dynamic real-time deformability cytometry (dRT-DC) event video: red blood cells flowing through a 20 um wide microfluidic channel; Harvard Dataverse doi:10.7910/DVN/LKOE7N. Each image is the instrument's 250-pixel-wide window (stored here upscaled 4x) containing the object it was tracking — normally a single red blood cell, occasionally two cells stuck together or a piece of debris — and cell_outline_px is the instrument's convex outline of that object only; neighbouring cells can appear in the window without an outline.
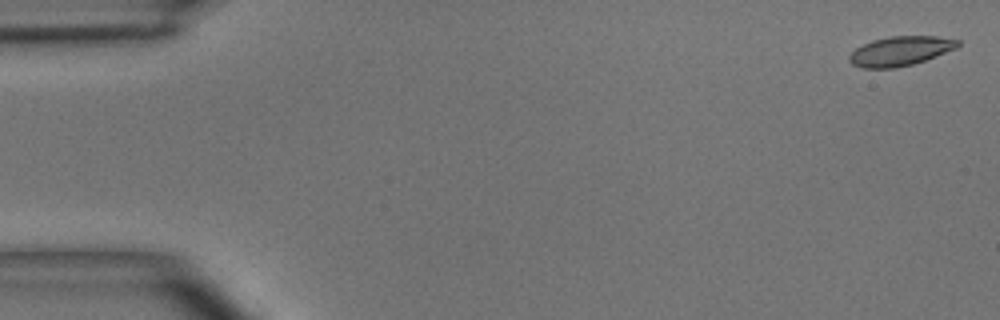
{"species": "common noctule bat (a hibernating species)", "species_latin": "Nyctalus noctula", "temperature_condition": "room temperature", "stored_images_in_passage": 7, "camera_frame_rate_fps": 3000, "um_per_image_px": 0.085, "animal": {"sex": "male", "body_mass_g": 15.6}, "frame": {"image": 1, "passage_image": 1, "time_ms": 0.0, "image_size_px": [1000, 320], "cell_outline_px": [[960, 44], [956, 48], [924, 60], [912, 64], [896, 68], [860, 68], [852, 64], [848, 60], [848, 56], [856, 48], [872, 40], [888, 36], [936, 36], [960, 40]], "centroid_in_image_um": [76.5, 4.34], "position_along_channel_um": 8.5, "area_um2": 18.55}}
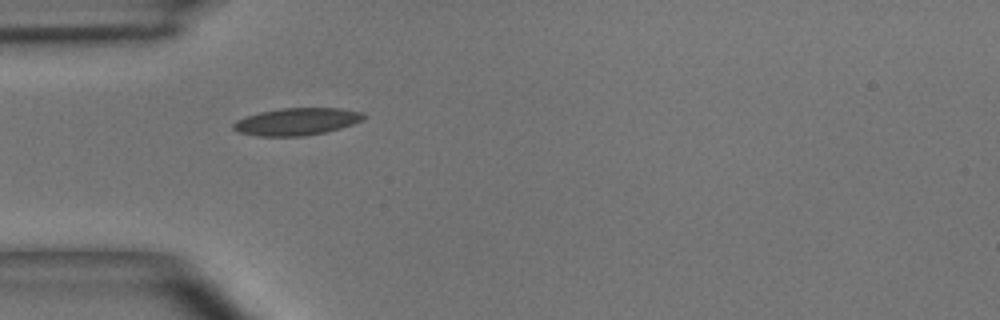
{"frame": {"image": 2, "passage_image": 5, "time_ms": 4.667, "image_size_px": [1000, 320], "cell_outline_px": [[368, 116], [364, 120], [328, 132], [304, 136], [260, 136], [236, 132], [232, 128], [232, 124], [236, 120], [260, 112], [280, 108], [340, 108], [364, 112]], "centroid_in_image_um": [25.26, 10.33], "position_along_channel_um": 59.7, "area_um2": 20.92}}
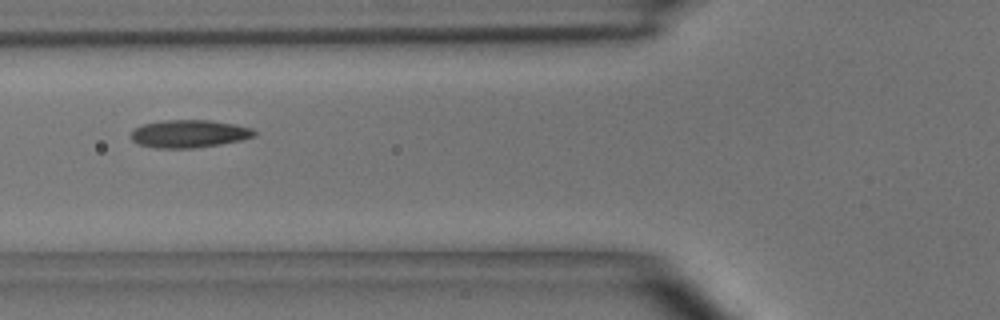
{"frame": {"image": 3, "passage_image": 6, "time_ms": 6.0, "image_size_px": [1000, 320], "cell_outline_px": [[256, 136], [240, 140], [220, 144], [192, 148], [156, 148], [140, 144], [132, 140], [128, 136], [132, 128], [144, 124], [164, 120], [208, 120], [236, 124], [252, 128], [256, 132]], "centroid_in_image_um": [16.04, 11.36], "position_along_channel_um": 109.8, "area_um2": 20.06}}